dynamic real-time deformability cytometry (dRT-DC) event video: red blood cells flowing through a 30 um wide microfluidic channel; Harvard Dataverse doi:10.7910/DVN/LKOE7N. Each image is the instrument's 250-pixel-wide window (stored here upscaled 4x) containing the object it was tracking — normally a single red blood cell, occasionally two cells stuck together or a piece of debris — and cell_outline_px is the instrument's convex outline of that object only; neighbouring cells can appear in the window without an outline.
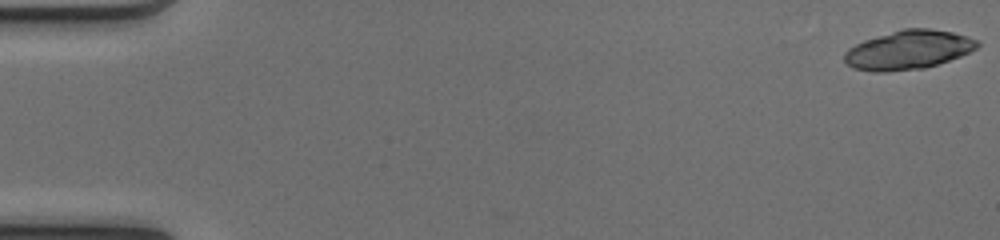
{"species": "common noctule bat (a hibernating species)", "species_latin": "Nyctalus noctula", "temperature_condition": "cold", "stored_images_in_passage": 50, "camera_frame_rate_fps": 3000, "um_per_image_px": 0.085, "animal": {"sex": "female", "body_mass_g": 17.0, "forearm_length_mm": 48.0}, "frame": {"image": 1, "passage_image": 1, "time_ms": 0.0, "image_size_px": [1000, 240], "cell_outline_px": [[980, 44], [976, 48], [960, 56], [924, 68], [884, 72], [872, 72], [852, 68], [844, 60], [844, 52], [848, 48], [864, 40], [904, 28], [928, 28], [952, 32], [976, 40]], "centroid_in_image_um": [77.16, 4.25], "position_along_channel_um": 7.8, "area_um2": 29.88}}
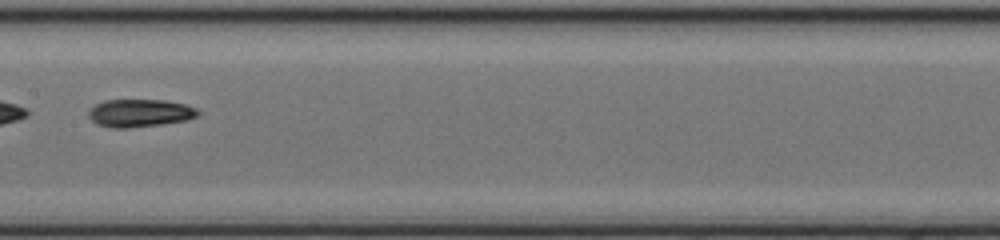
{"frame": {"image": 2, "passage_image": 27, "time_ms": 8.667, "image_size_px": [1000, 240], "cell_outline_px": [[200, 116], [188, 120], [160, 124], [128, 128], [112, 128], [96, 124], [88, 116], [88, 112], [96, 104], [104, 100], [164, 100], [184, 104], [196, 108], [200, 112]], "centroid_in_image_um": [11.9, 9.61], "position_along_channel_um": 195.5, "area_um2": 17.74}, "authors_computed_cell_mechanics": {"area_um2": 23.8425, "velocity_mm_per_s": 4.1256, "shape_relaxation_time_tau1_ms": 10.7622, "shape_relaxation_time_tau2_ms": 4.2374, "deformation_change_tau1": 0.2761, "deformation_change_tau2": 0.1088}}